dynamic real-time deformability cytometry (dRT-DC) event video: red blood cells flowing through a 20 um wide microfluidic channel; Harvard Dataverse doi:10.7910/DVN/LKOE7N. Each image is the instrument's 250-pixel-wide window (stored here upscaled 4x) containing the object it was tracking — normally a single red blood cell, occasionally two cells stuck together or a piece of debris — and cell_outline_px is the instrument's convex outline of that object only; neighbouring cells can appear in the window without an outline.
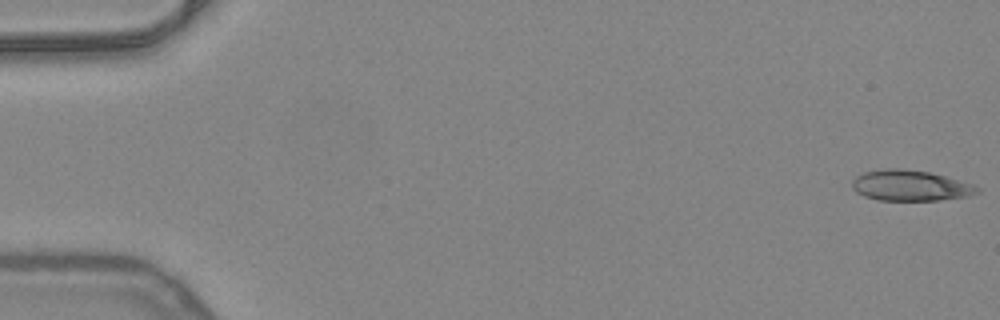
{"species": "common noctule bat (a hibernating species)", "species_latin": "Nyctalus noctula", "temperature_condition": "warm", "stored_images_in_passage": 51, "camera_frame_rate_fps": 3000, "um_per_image_px": 0.085, "animal": {"sex": "female", "body_mass_g": 24.6, "forearm_length_mm": 56.2}, "frame": {"image": 1, "passage_image": 1, "time_ms": 0.0, "image_size_px": [1000, 320], "cell_outline_px": [[980, 192], [968, 196], [940, 200], [876, 200], [864, 196], [856, 192], [852, 188], [852, 180], [856, 176], [864, 172], [888, 168], [900, 168], [928, 172], [944, 176], [972, 184], [980, 188]], "centroid_in_image_um": [77.35, 15.78], "position_along_channel_um": 7.6, "area_um2": 22.31}}
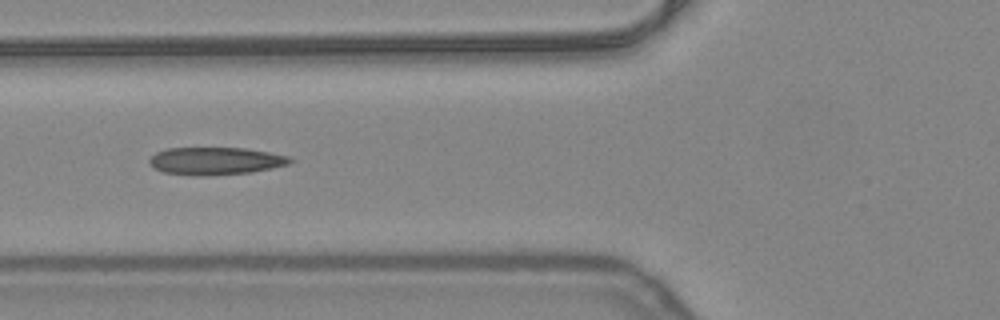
{"frame": {"image": 2, "passage_image": 20, "time_ms": 6.333, "image_size_px": [1000, 320], "cell_outline_px": [[296, 160], [288, 164], [272, 168], [252, 172], [208, 176], [192, 176], [164, 172], [152, 168], [148, 164], [148, 160], [156, 152], [164, 148], [244, 148], [268, 152], [288, 156]], "centroid_in_image_um": [18.28, 13.69], "position_along_channel_um": 107.5, "area_um2": 22.89}}
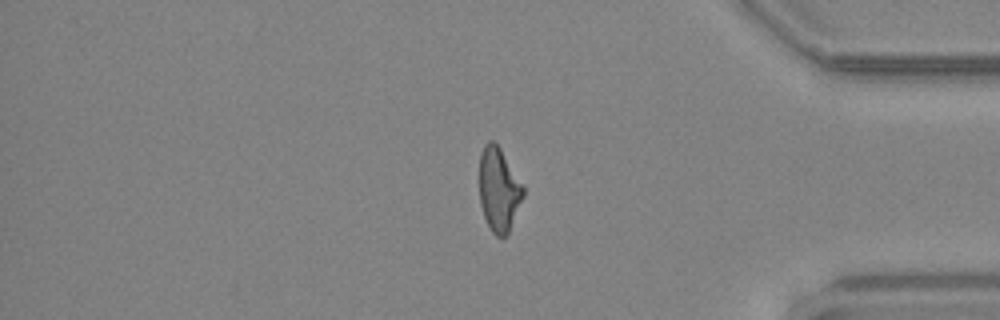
{"frame": {"image": 3, "passage_image": 43, "time_ms": 14.0, "image_size_px": [1000, 320], "cell_outline_px": [[524, 196], [508, 232], [504, 236], [496, 236], [492, 232], [484, 216], [480, 204], [480, 152], [484, 144], [488, 140], [492, 140], [500, 148], [524, 188]], "centroid_in_image_um": [42.38, 16.1], "position_along_channel_um": 392.8, "area_um2": 21.04}, "authors_computed_cell_mechanics": {"area_um2": 22.3108, "velocity_mm_per_s": 4.0391, "shape_relaxation_time_tau1_ms": null, "shape_relaxation_time_tau2_ms": 1.8913, "deformation_change_tau1": null, "deformation_change_tau2": 0.1093}}